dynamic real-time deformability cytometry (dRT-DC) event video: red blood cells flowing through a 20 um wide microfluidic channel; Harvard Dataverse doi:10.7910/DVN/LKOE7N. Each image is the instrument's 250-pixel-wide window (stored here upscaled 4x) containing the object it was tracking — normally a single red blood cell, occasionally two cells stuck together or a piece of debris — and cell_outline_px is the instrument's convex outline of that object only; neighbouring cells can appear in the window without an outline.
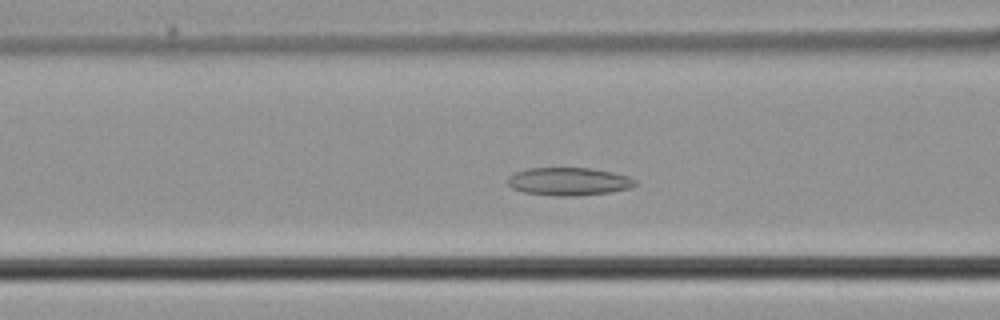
{"species": "common noctule bat (a hibernating species)", "species_latin": "Nyctalus noctula", "temperature_condition": "cold", "stored_images_in_passage": 47, "camera_frame_rate_fps": 3000, "um_per_image_px": 0.085, "animal": {"sex": "male", "body_mass_g": 21.5, "forearm_length_mm": 52.0}, "frame": {"image": 1, "passage_image": 17, "time_ms": 5.333, "image_size_px": [1000, 320], "cell_outline_px": [[636, 184], [628, 188], [608, 192], [580, 196], [556, 196], [524, 192], [512, 188], [508, 184], [508, 176], [516, 172], [528, 168], [592, 168], [612, 172], [628, 176], [636, 180]], "centroid_in_image_um": [48.33, 15.42], "position_along_channel_um": 118.3, "area_um2": 20.69}}
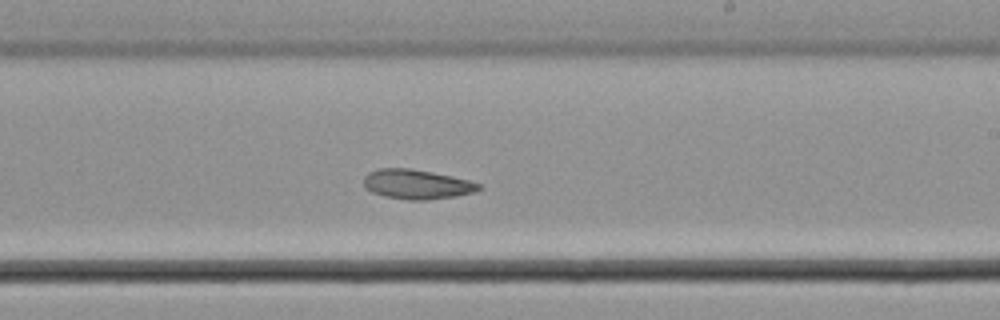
{"frame": {"image": 2, "passage_image": 27, "time_ms": 8.667, "image_size_px": [1000, 320], "cell_outline_px": [[484, 188], [472, 192], [456, 196], [428, 200], [408, 200], [384, 196], [372, 192], [364, 188], [364, 176], [368, 172], [376, 168], [408, 168], [432, 172], [452, 176], [468, 180], [480, 184]], "centroid_in_image_um": [35.4, 15.66], "position_along_channel_um": 253.6, "area_um2": 19.94}}
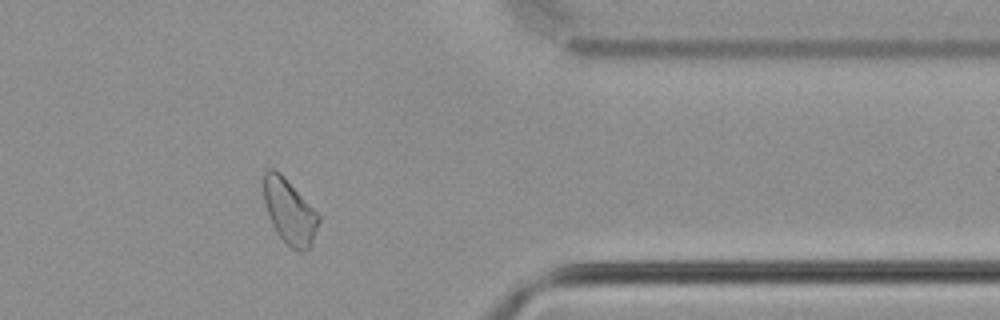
{"frame": {"image": 3, "passage_image": 38, "time_ms": 12.333, "image_size_px": [1000, 320], "cell_outline_px": [[320, 220], [312, 244], [304, 252], [300, 252], [292, 248], [276, 232], [272, 224], [264, 200], [260, 180], [264, 172], [268, 168], [272, 168], [280, 172], [284, 176], [320, 216]], "centroid_in_image_um": [24.57, 17.94], "position_along_channel_um": 386.8, "area_um2": 20.87}}